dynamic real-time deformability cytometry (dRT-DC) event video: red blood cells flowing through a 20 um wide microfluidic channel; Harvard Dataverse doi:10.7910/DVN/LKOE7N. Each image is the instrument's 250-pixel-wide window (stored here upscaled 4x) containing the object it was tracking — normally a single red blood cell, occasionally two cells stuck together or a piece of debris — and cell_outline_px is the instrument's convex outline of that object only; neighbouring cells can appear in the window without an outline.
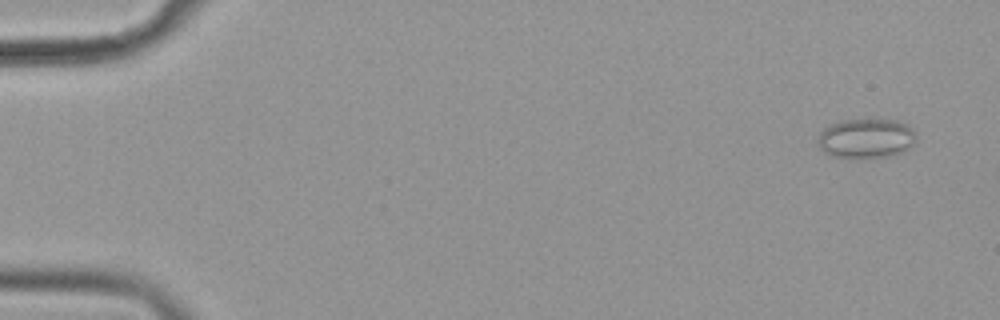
{"species": "common noctule bat (a hibernating species)", "species_latin": "Nyctalus noctula", "temperature_condition": "cold", "stored_images_in_passage": 11, "camera_frame_rate_fps": 3000, "um_per_image_px": 0.085, "animal": {"sex": "female", "body_mass_g": 19.9}, "frame": {"image": 1, "passage_image": 4, "time_ms": 1.0, "image_size_px": [1000, 320], "cell_outline_px": [[916, 140], [908, 148], [900, 152], [888, 156], [828, 156], [816, 144], [816, 140], [820, 132], [828, 124], [840, 120], [864, 116], [872, 116], [896, 120], [908, 124], [916, 132]], "centroid_in_image_um": [73.59, 11.66], "position_along_channel_um": 11.4, "area_um2": 23.47}}